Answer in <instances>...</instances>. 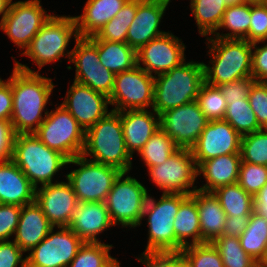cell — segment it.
I'll return each instance as SVG.
<instances>
[{"label": "cell", "mask_w": 267, "mask_h": 267, "mask_svg": "<svg viewBox=\"0 0 267 267\" xmlns=\"http://www.w3.org/2000/svg\"><path fill=\"white\" fill-rule=\"evenodd\" d=\"M213 38L207 37L212 67L203 63L204 82L219 86L252 77V43L247 40Z\"/></svg>", "instance_id": "obj_3"}, {"label": "cell", "mask_w": 267, "mask_h": 267, "mask_svg": "<svg viewBox=\"0 0 267 267\" xmlns=\"http://www.w3.org/2000/svg\"><path fill=\"white\" fill-rule=\"evenodd\" d=\"M149 176L163 193L191 195L198 177L197 165L190 149H178L164 163L148 168ZM193 188L192 190L190 189Z\"/></svg>", "instance_id": "obj_12"}, {"label": "cell", "mask_w": 267, "mask_h": 267, "mask_svg": "<svg viewBox=\"0 0 267 267\" xmlns=\"http://www.w3.org/2000/svg\"><path fill=\"white\" fill-rule=\"evenodd\" d=\"M251 4L267 3V0H248Z\"/></svg>", "instance_id": "obj_58"}, {"label": "cell", "mask_w": 267, "mask_h": 267, "mask_svg": "<svg viewBox=\"0 0 267 267\" xmlns=\"http://www.w3.org/2000/svg\"><path fill=\"white\" fill-rule=\"evenodd\" d=\"M175 237L184 248L186 246L202 244L200 220L197 203L192 195H187L181 202L173 223ZM192 238L187 241L186 238Z\"/></svg>", "instance_id": "obj_29"}, {"label": "cell", "mask_w": 267, "mask_h": 267, "mask_svg": "<svg viewBox=\"0 0 267 267\" xmlns=\"http://www.w3.org/2000/svg\"><path fill=\"white\" fill-rule=\"evenodd\" d=\"M54 84L51 78L41 76L39 71L30 69L15 59L11 76L13 108L12 129L16 134L35 133L49 111H45ZM42 112L45 115L42 116Z\"/></svg>", "instance_id": "obj_1"}, {"label": "cell", "mask_w": 267, "mask_h": 267, "mask_svg": "<svg viewBox=\"0 0 267 267\" xmlns=\"http://www.w3.org/2000/svg\"><path fill=\"white\" fill-rule=\"evenodd\" d=\"M76 164L78 169L66 174L78 202H105L112 186L122 171L81 156L69 159L67 165Z\"/></svg>", "instance_id": "obj_10"}, {"label": "cell", "mask_w": 267, "mask_h": 267, "mask_svg": "<svg viewBox=\"0 0 267 267\" xmlns=\"http://www.w3.org/2000/svg\"><path fill=\"white\" fill-rule=\"evenodd\" d=\"M72 36L75 40L79 37L75 18L69 15L56 16L53 14L21 55L31 58L38 65L39 70L44 65L54 63L63 56H67L70 61L72 50L66 49Z\"/></svg>", "instance_id": "obj_7"}, {"label": "cell", "mask_w": 267, "mask_h": 267, "mask_svg": "<svg viewBox=\"0 0 267 267\" xmlns=\"http://www.w3.org/2000/svg\"><path fill=\"white\" fill-rule=\"evenodd\" d=\"M260 42L252 43V78L255 81L267 82V44L257 47Z\"/></svg>", "instance_id": "obj_50"}, {"label": "cell", "mask_w": 267, "mask_h": 267, "mask_svg": "<svg viewBox=\"0 0 267 267\" xmlns=\"http://www.w3.org/2000/svg\"><path fill=\"white\" fill-rule=\"evenodd\" d=\"M13 108L11 76L7 81L0 78V120L10 121Z\"/></svg>", "instance_id": "obj_52"}, {"label": "cell", "mask_w": 267, "mask_h": 267, "mask_svg": "<svg viewBox=\"0 0 267 267\" xmlns=\"http://www.w3.org/2000/svg\"><path fill=\"white\" fill-rule=\"evenodd\" d=\"M12 160L35 188L38 184L52 183L56 173L68 162L64 155L50 149L34 133L14 136Z\"/></svg>", "instance_id": "obj_5"}, {"label": "cell", "mask_w": 267, "mask_h": 267, "mask_svg": "<svg viewBox=\"0 0 267 267\" xmlns=\"http://www.w3.org/2000/svg\"><path fill=\"white\" fill-rule=\"evenodd\" d=\"M191 195L197 203L202 243H212L223 233L226 213L213 192L197 190Z\"/></svg>", "instance_id": "obj_28"}, {"label": "cell", "mask_w": 267, "mask_h": 267, "mask_svg": "<svg viewBox=\"0 0 267 267\" xmlns=\"http://www.w3.org/2000/svg\"><path fill=\"white\" fill-rule=\"evenodd\" d=\"M35 190L12 159L0 161V204H30L35 201Z\"/></svg>", "instance_id": "obj_24"}, {"label": "cell", "mask_w": 267, "mask_h": 267, "mask_svg": "<svg viewBox=\"0 0 267 267\" xmlns=\"http://www.w3.org/2000/svg\"><path fill=\"white\" fill-rule=\"evenodd\" d=\"M160 128L180 149H191L209 120L196 100L160 114Z\"/></svg>", "instance_id": "obj_15"}, {"label": "cell", "mask_w": 267, "mask_h": 267, "mask_svg": "<svg viewBox=\"0 0 267 267\" xmlns=\"http://www.w3.org/2000/svg\"><path fill=\"white\" fill-rule=\"evenodd\" d=\"M248 100L258 125L267 129V82L255 81L250 88Z\"/></svg>", "instance_id": "obj_44"}, {"label": "cell", "mask_w": 267, "mask_h": 267, "mask_svg": "<svg viewBox=\"0 0 267 267\" xmlns=\"http://www.w3.org/2000/svg\"><path fill=\"white\" fill-rule=\"evenodd\" d=\"M137 12V0H128L120 11L95 35V40L126 42L128 28Z\"/></svg>", "instance_id": "obj_35"}, {"label": "cell", "mask_w": 267, "mask_h": 267, "mask_svg": "<svg viewBox=\"0 0 267 267\" xmlns=\"http://www.w3.org/2000/svg\"><path fill=\"white\" fill-rule=\"evenodd\" d=\"M112 247L101 242H84L67 267H111L117 261L109 254Z\"/></svg>", "instance_id": "obj_38"}, {"label": "cell", "mask_w": 267, "mask_h": 267, "mask_svg": "<svg viewBox=\"0 0 267 267\" xmlns=\"http://www.w3.org/2000/svg\"><path fill=\"white\" fill-rule=\"evenodd\" d=\"M179 148L160 128L138 152L147 168L164 163Z\"/></svg>", "instance_id": "obj_36"}, {"label": "cell", "mask_w": 267, "mask_h": 267, "mask_svg": "<svg viewBox=\"0 0 267 267\" xmlns=\"http://www.w3.org/2000/svg\"><path fill=\"white\" fill-rule=\"evenodd\" d=\"M251 21V3L247 2L240 5H229L224 12L218 30L228 29L230 33L221 34L215 32V38L238 39L248 41V32Z\"/></svg>", "instance_id": "obj_34"}, {"label": "cell", "mask_w": 267, "mask_h": 267, "mask_svg": "<svg viewBox=\"0 0 267 267\" xmlns=\"http://www.w3.org/2000/svg\"><path fill=\"white\" fill-rule=\"evenodd\" d=\"M61 103L84 131L104 118L108 112L109 98L90 87L73 82Z\"/></svg>", "instance_id": "obj_19"}, {"label": "cell", "mask_w": 267, "mask_h": 267, "mask_svg": "<svg viewBox=\"0 0 267 267\" xmlns=\"http://www.w3.org/2000/svg\"><path fill=\"white\" fill-rule=\"evenodd\" d=\"M112 223L105 202H78L68 228L83 242H101L97 235Z\"/></svg>", "instance_id": "obj_22"}, {"label": "cell", "mask_w": 267, "mask_h": 267, "mask_svg": "<svg viewBox=\"0 0 267 267\" xmlns=\"http://www.w3.org/2000/svg\"><path fill=\"white\" fill-rule=\"evenodd\" d=\"M212 244L218 250L224 267H251L255 263L241 247L238 237L221 235Z\"/></svg>", "instance_id": "obj_39"}, {"label": "cell", "mask_w": 267, "mask_h": 267, "mask_svg": "<svg viewBox=\"0 0 267 267\" xmlns=\"http://www.w3.org/2000/svg\"><path fill=\"white\" fill-rule=\"evenodd\" d=\"M168 4L162 0H137V12L128 28L126 43L136 51L165 31L159 30V24Z\"/></svg>", "instance_id": "obj_21"}, {"label": "cell", "mask_w": 267, "mask_h": 267, "mask_svg": "<svg viewBox=\"0 0 267 267\" xmlns=\"http://www.w3.org/2000/svg\"><path fill=\"white\" fill-rule=\"evenodd\" d=\"M251 267H267L262 261H255Z\"/></svg>", "instance_id": "obj_57"}, {"label": "cell", "mask_w": 267, "mask_h": 267, "mask_svg": "<svg viewBox=\"0 0 267 267\" xmlns=\"http://www.w3.org/2000/svg\"><path fill=\"white\" fill-rule=\"evenodd\" d=\"M182 42L169 32L152 39L137 51V65L152 76L170 71L185 61V44Z\"/></svg>", "instance_id": "obj_18"}, {"label": "cell", "mask_w": 267, "mask_h": 267, "mask_svg": "<svg viewBox=\"0 0 267 267\" xmlns=\"http://www.w3.org/2000/svg\"><path fill=\"white\" fill-rule=\"evenodd\" d=\"M184 194L163 193L157 201L148 195L143 218L148 216V244L142 258L153 253L181 252L182 246L175 237L173 223Z\"/></svg>", "instance_id": "obj_6"}, {"label": "cell", "mask_w": 267, "mask_h": 267, "mask_svg": "<svg viewBox=\"0 0 267 267\" xmlns=\"http://www.w3.org/2000/svg\"><path fill=\"white\" fill-rule=\"evenodd\" d=\"M240 164V154H228L203 161L197 167V174L204 176L206 184L198 190L213 192L222 186L237 183Z\"/></svg>", "instance_id": "obj_26"}, {"label": "cell", "mask_w": 267, "mask_h": 267, "mask_svg": "<svg viewBox=\"0 0 267 267\" xmlns=\"http://www.w3.org/2000/svg\"><path fill=\"white\" fill-rule=\"evenodd\" d=\"M129 172H121L110 190L105 204L110 219L114 225L122 227H137L141 225L148 191L141 182L131 176H124ZM124 178V179H123Z\"/></svg>", "instance_id": "obj_8"}, {"label": "cell", "mask_w": 267, "mask_h": 267, "mask_svg": "<svg viewBox=\"0 0 267 267\" xmlns=\"http://www.w3.org/2000/svg\"><path fill=\"white\" fill-rule=\"evenodd\" d=\"M53 228L36 201L21 207L14 242L25 253L37 246Z\"/></svg>", "instance_id": "obj_25"}, {"label": "cell", "mask_w": 267, "mask_h": 267, "mask_svg": "<svg viewBox=\"0 0 267 267\" xmlns=\"http://www.w3.org/2000/svg\"><path fill=\"white\" fill-rule=\"evenodd\" d=\"M154 76L136 65L131 70L115 74L114 88L109 97L112 111L147 109L153 106Z\"/></svg>", "instance_id": "obj_13"}, {"label": "cell", "mask_w": 267, "mask_h": 267, "mask_svg": "<svg viewBox=\"0 0 267 267\" xmlns=\"http://www.w3.org/2000/svg\"><path fill=\"white\" fill-rule=\"evenodd\" d=\"M98 56L101 65L114 74L131 70L137 65V51L126 42L98 40Z\"/></svg>", "instance_id": "obj_30"}, {"label": "cell", "mask_w": 267, "mask_h": 267, "mask_svg": "<svg viewBox=\"0 0 267 267\" xmlns=\"http://www.w3.org/2000/svg\"><path fill=\"white\" fill-rule=\"evenodd\" d=\"M128 0H87L83 14L74 17L77 34L82 38L95 36Z\"/></svg>", "instance_id": "obj_27"}, {"label": "cell", "mask_w": 267, "mask_h": 267, "mask_svg": "<svg viewBox=\"0 0 267 267\" xmlns=\"http://www.w3.org/2000/svg\"><path fill=\"white\" fill-rule=\"evenodd\" d=\"M34 134L42 143L60 152L68 160L82 155L85 131L62 105L48 112Z\"/></svg>", "instance_id": "obj_9"}, {"label": "cell", "mask_w": 267, "mask_h": 267, "mask_svg": "<svg viewBox=\"0 0 267 267\" xmlns=\"http://www.w3.org/2000/svg\"><path fill=\"white\" fill-rule=\"evenodd\" d=\"M111 267H120L119 261L117 260Z\"/></svg>", "instance_id": "obj_59"}, {"label": "cell", "mask_w": 267, "mask_h": 267, "mask_svg": "<svg viewBox=\"0 0 267 267\" xmlns=\"http://www.w3.org/2000/svg\"><path fill=\"white\" fill-rule=\"evenodd\" d=\"M11 2L12 0H0V15H1L0 24L5 18V16L8 14Z\"/></svg>", "instance_id": "obj_55"}, {"label": "cell", "mask_w": 267, "mask_h": 267, "mask_svg": "<svg viewBox=\"0 0 267 267\" xmlns=\"http://www.w3.org/2000/svg\"><path fill=\"white\" fill-rule=\"evenodd\" d=\"M181 253L192 267H224L222 258L212 243L186 246Z\"/></svg>", "instance_id": "obj_42"}, {"label": "cell", "mask_w": 267, "mask_h": 267, "mask_svg": "<svg viewBox=\"0 0 267 267\" xmlns=\"http://www.w3.org/2000/svg\"><path fill=\"white\" fill-rule=\"evenodd\" d=\"M137 260L147 267H192L181 252L153 253Z\"/></svg>", "instance_id": "obj_46"}, {"label": "cell", "mask_w": 267, "mask_h": 267, "mask_svg": "<svg viewBox=\"0 0 267 267\" xmlns=\"http://www.w3.org/2000/svg\"><path fill=\"white\" fill-rule=\"evenodd\" d=\"M250 215H239L237 217H226L222 235L238 237L245 231Z\"/></svg>", "instance_id": "obj_53"}, {"label": "cell", "mask_w": 267, "mask_h": 267, "mask_svg": "<svg viewBox=\"0 0 267 267\" xmlns=\"http://www.w3.org/2000/svg\"><path fill=\"white\" fill-rule=\"evenodd\" d=\"M226 104L227 109L223 120L227 121L241 136L262 129L258 125L255 113L248 99L226 101Z\"/></svg>", "instance_id": "obj_37"}, {"label": "cell", "mask_w": 267, "mask_h": 267, "mask_svg": "<svg viewBox=\"0 0 267 267\" xmlns=\"http://www.w3.org/2000/svg\"><path fill=\"white\" fill-rule=\"evenodd\" d=\"M82 156H92L88 160L115 167L122 172L131 170L132 157L125 146L120 111L111 110L85 131Z\"/></svg>", "instance_id": "obj_2"}, {"label": "cell", "mask_w": 267, "mask_h": 267, "mask_svg": "<svg viewBox=\"0 0 267 267\" xmlns=\"http://www.w3.org/2000/svg\"><path fill=\"white\" fill-rule=\"evenodd\" d=\"M237 183L254 197L267 183V166L241 162Z\"/></svg>", "instance_id": "obj_43"}, {"label": "cell", "mask_w": 267, "mask_h": 267, "mask_svg": "<svg viewBox=\"0 0 267 267\" xmlns=\"http://www.w3.org/2000/svg\"><path fill=\"white\" fill-rule=\"evenodd\" d=\"M50 17L51 14H47V11L42 8L40 0L11 2L0 29L15 45L26 49Z\"/></svg>", "instance_id": "obj_16"}, {"label": "cell", "mask_w": 267, "mask_h": 267, "mask_svg": "<svg viewBox=\"0 0 267 267\" xmlns=\"http://www.w3.org/2000/svg\"><path fill=\"white\" fill-rule=\"evenodd\" d=\"M20 212L18 205L0 204V241H7L15 234Z\"/></svg>", "instance_id": "obj_47"}, {"label": "cell", "mask_w": 267, "mask_h": 267, "mask_svg": "<svg viewBox=\"0 0 267 267\" xmlns=\"http://www.w3.org/2000/svg\"><path fill=\"white\" fill-rule=\"evenodd\" d=\"M240 155L241 162L267 166V129L242 136Z\"/></svg>", "instance_id": "obj_41"}, {"label": "cell", "mask_w": 267, "mask_h": 267, "mask_svg": "<svg viewBox=\"0 0 267 267\" xmlns=\"http://www.w3.org/2000/svg\"><path fill=\"white\" fill-rule=\"evenodd\" d=\"M162 1H164L167 4H169L171 0H162Z\"/></svg>", "instance_id": "obj_61"}, {"label": "cell", "mask_w": 267, "mask_h": 267, "mask_svg": "<svg viewBox=\"0 0 267 267\" xmlns=\"http://www.w3.org/2000/svg\"><path fill=\"white\" fill-rule=\"evenodd\" d=\"M14 241H0V267H26V257Z\"/></svg>", "instance_id": "obj_49"}, {"label": "cell", "mask_w": 267, "mask_h": 267, "mask_svg": "<svg viewBox=\"0 0 267 267\" xmlns=\"http://www.w3.org/2000/svg\"><path fill=\"white\" fill-rule=\"evenodd\" d=\"M242 136L225 120H211L190 149L197 167L208 159L240 154Z\"/></svg>", "instance_id": "obj_17"}, {"label": "cell", "mask_w": 267, "mask_h": 267, "mask_svg": "<svg viewBox=\"0 0 267 267\" xmlns=\"http://www.w3.org/2000/svg\"><path fill=\"white\" fill-rule=\"evenodd\" d=\"M226 4L229 5H240L247 3L248 0H225Z\"/></svg>", "instance_id": "obj_56"}, {"label": "cell", "mask_w": 267, "mask_h": 267, "mask_svg": "<svg viewBox=\"0 0 267 267\" xmlns=\"http://www.w3.org/2000/svg\"><path fill=\"white\" fill-rule=\"evenodd\" d=\"M239 239L241 247L249 256L255 261H262L267 252V219L253 212Z\"/></svg>", "instance_id": "obj_32"}, {"label": "cell", "mask_w": 267, "mask_h": 267, "mask_svg": "<svg viewBox=\"0 0 267 267\" xmlns=\"http://www.w3.org/2000/svg\"><path fill=\"white\" fill-rule=\"evenodd\" d=\"M254 82L252 77H245L218 87L226 101H241L248 99L250 88Z\"/></svg>", "instance_id": "obj_48"}, {"label": "cell", "mask_w": 267, "mask_h": 267, "mask_svg": "<svg viewBox=\"0 0 267 267\" xmlns=\"http://www.w3.org/2000/svg\"><path fill=\"white\" fill-rule=\"evenodd\" d=\"M75 42L69 61L76 67L74 81L109 98L114 88L115 74L101 65L98 40L78 37Z\"/></svg>", "instance_id": "obj_11"}, {"label": "cell", "mask_w": 267, "mask_h": 267, "mask_svg": "<svg viewBox=\"0 0 267 267\" xmlns=\"http://www.w3.org/2000/svg\"><path fill=\"white\" fill-rule=\"evenodd\" d=\"M267 40V3L251 4V21L248 32V42Z\"/></svg>", "instance_id": "obj_45"}, {"label": "cell", "mask_w": 267, "mask_h": 267, "mask_svg": "<svg viewBox=\"0 0 267 267\" xmlns=\"http://www.w3.org/2000/svg\"><path fill=\"white\" fill-rule=\"evenodd\" d=\"M213 193L218 198L227 217L251 215L254 212V197L238 183L222 186Z\"/></svg>", "instance_id": "obj_33"}, {"label": "cell", "mask_w": 267, "mask_h": 267, "mask_svg": "<svg viewBox=\"0 0 267 267\" xmlns=\"http://www.w3.org/2000/svg\"><path fill=\"white\" fill-rule=\"evenodd\" d=\"M35 201L54 228L68 227L78 204L76 194L68 180L36 188Z\"/></svg>", "instance_id": "obj_20"}, {"label": "cell", "mask_w": 267, "mask_h": 267, "mask_svg": "<svg viewBox=\"0 0 267 267\" xmlns=\"http://www.w3.org/2000/svg\"><path fill=\"white\" fill-rule=\"evenodd\" d=\"M14 136L11 122L0 120V161L12 159Z\"/></svg>", "instance_id": "obj_51"}, {"label": "cell", "mask_w": 267, "mask_h": 267, "mask_svg": "<svg viewBox=\"0 0 267 267\" xmlns=\"http://www.w3.org/2000/svg\"><path fill=\"white\" fill-rule=\"evenodd\" d=\"M254 212L267 219V183L254 196Z\"/></svg>", "instance_id": "obj_54"}, {"label": "cell", "mask_w": 267, "mask_h": 267, "mask_svg": "<svg viewBox=\"0 0 267 267\" xmlns=\"http://www.w3.org/2000/svg\"><path fill=\"white\" fill-rule=\"evenodd\" d=\"M54 227L26 256V267H67L76 257L83 241L68 227Z\"/></svg>", "instance_id": "obj_14"}, {"label": "cell", "mask_w": 267, "mask_h": 267, "mask_svg": "<svg viewBox=\"0 0 267 267\" xmlns=\"http://www.w3.org/2000/svg\"><path fill=\"white\" fill-rule=\"evenodd\" d=\"M262 262L267 266V252H266V256L264 257V259L262 260Z\"/></svg>", "instance_id": "obj_60"}, {"label": "cell", "mask_w": 267, "mask_h": 267, "mask_svg": "<svg viewBox=\"0 0 267 267\" xmlns=\"http://www.w3.org/2000/svg\"><path fill=\"white\" fill-rule=\"evenodd\" d=\"M191 12L201 36L213 35L218 31L228 5L225 0H190Z\"/></svg>", "instance_id": "obj_31"}, {"label": "cell", "mask_w": 267, "mask_h": 267, "mask_svg": "<svg viewBox=\"0 0 267 267\" xmlns=\"http://www.w3.org/2000/svg\"><path fill=\"white\" fill-rule=\"evenodd\" d=\"M120 120L125 146L131 157L160 129V116L148 109L120 111Z\"/></svg>", "instance_id": "obj_23"}, {"label": "cell", "mask_w": 267, "mask_h": 267, "mask_svg": "<svg viewBox=\"0 0 267 267\" xmlns=\"http://www.w3.org/2000/svg\"><path fill=\"white\" fill-rule=\"evenodd\" d=\"M196 102L209 121L224 119L227 104L218 86L203 82Z\"/></svg>", "instance_id": "obj_40"}, {"label": "cell", "mask_w": 267, "mask_h": 267, "mask_svg": "<svg viewBox=\"0 0 267 267\" xmlns=\"http://www.w3.org/2000/svg\"><path fill=\"white\" fill-rule=\"evenodd\" d=\"M203 82V62L184 61L170 71L154 76L152 111L160 115L196 100Z\"/></svg>", "instance_id": "obj_4"}]
</instances>
